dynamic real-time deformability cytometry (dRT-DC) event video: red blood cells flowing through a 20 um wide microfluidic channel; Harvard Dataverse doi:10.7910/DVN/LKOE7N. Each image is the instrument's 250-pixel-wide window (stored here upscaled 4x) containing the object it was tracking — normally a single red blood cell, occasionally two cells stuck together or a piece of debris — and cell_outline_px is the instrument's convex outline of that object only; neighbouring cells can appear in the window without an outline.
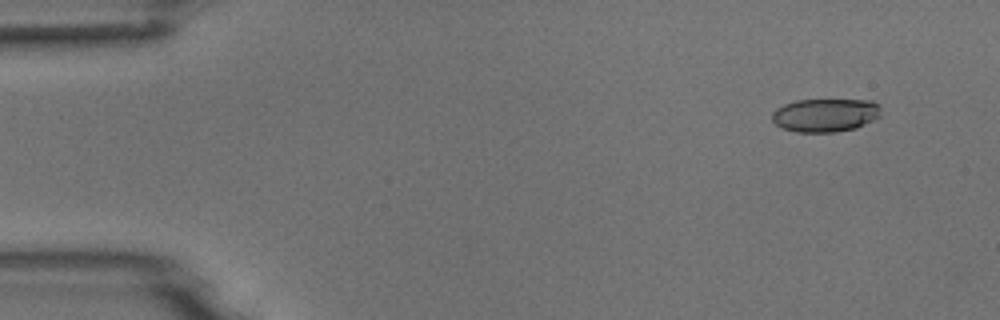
{"species": "common noctule bat (a hibernating species)", "species_latin": "Nyctalus noctula", "temperature_condition": "room temperature", "stored_images_in_passage": 5, "camera_frame_rate_fps": 3000, "um_per_image_px": 0.085, "animal": {"sex": "male", "body_mass_g": 18.8}, "frame": {"image": 1, "passage_image": 2, "time_ms": 0.333, "image_size_px": [1000, 320], "cell_outline_px": [[880, 116], [856, 128], [836, 132], [796, 132], [784, 128], [776, 124], [772, 120], [772, 112], [776, 108], [784, 104], [796, 100], [872, 100], [880, 104]], "centroid_in_image_um": [70.15, 9.78], "position_along_channel_um": 14.8, "area_um2": 21.21}}
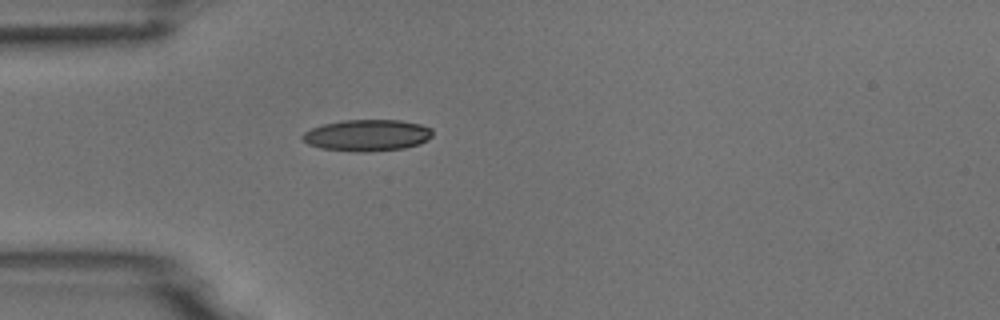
{"frame": {"image": 2, "passage_image": 5, "time_ms": 1.333, "image_size_px": [1000, 320], "cell_outline_px": [[432, 136], [428, 140], [420, 144], [404, 148], [368, 152], [356, 152], [320, 148], [308, 144], [300, 136], [304, 132], [312, 128], [324, 124], [344, 120], [400, 120], [420, 124], [432, 128]], "centroid_in_image_um": [31.23, 11.5], "position_along_channel_um": 53.8, "area_um2": 23.99}}